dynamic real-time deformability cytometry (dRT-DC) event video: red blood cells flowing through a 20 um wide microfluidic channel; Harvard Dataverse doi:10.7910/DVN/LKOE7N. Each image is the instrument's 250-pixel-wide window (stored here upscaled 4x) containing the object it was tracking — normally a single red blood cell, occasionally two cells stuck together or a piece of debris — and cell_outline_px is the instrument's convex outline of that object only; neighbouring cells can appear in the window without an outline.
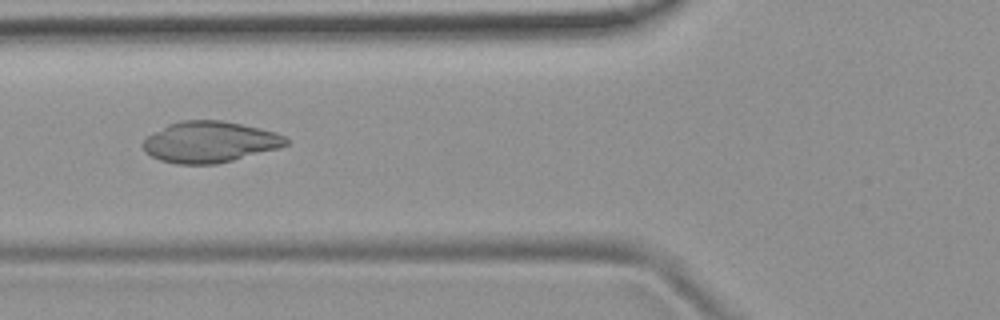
{"species": "common noctule bat (a hibernating species)", "species_latin": "Nyctalus noctula", "temperature_condition": "room temperature", "stored_images_in_passage": 4, "camera_frame_rate_fps": 3000, "um_per_image_px": 0.085, "animal": {"sex": "female", "body_mass_g": 19.9}, "frame": {"image": 1, "passage_image": 2, "time_ms": 0.333, "image_size_px": [1000, 320], "cell_outline_px": [[288, 144], [276, 148], [232, 160], [216, 164], [176, 164], [160, 160], [144, 152], [140, 144], [148, 136], [168, 124], [180, 120], [220, 120], [260, 128], [276, 132], [284, 136], [288, 140]], "centroid_in_image_um": [17.77, 12.06], "position_along_channel_um": 108.0, "area_um2": 34.04}}
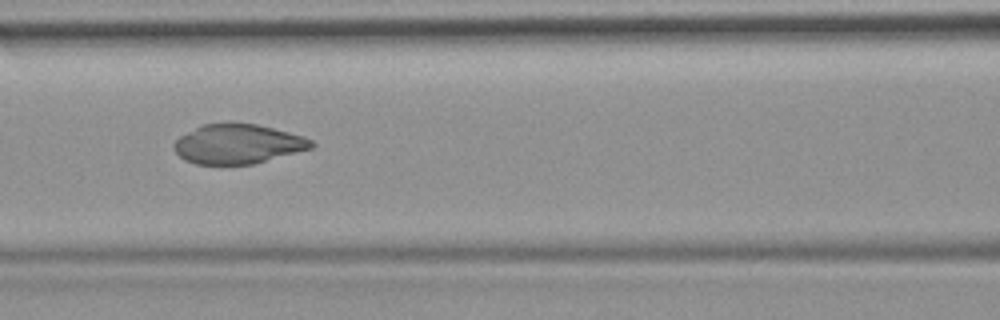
{"frame": {"image": 2, "passage_image": 3, "time_ms": 0.667, "image_size_px": [1000, 320], "cell_outline_px": [[316, 144], [312, 148], [256, 164], [196, 164], [184, 160], [172, 148], [172, 144], [180, 136], [200, 124], [256, 124], [304, 136], [312, 140]], "centroid_in_image_um": [20.22, 12.25], "position_along_channel_um": 146.4, "area_um2": 31.62}}